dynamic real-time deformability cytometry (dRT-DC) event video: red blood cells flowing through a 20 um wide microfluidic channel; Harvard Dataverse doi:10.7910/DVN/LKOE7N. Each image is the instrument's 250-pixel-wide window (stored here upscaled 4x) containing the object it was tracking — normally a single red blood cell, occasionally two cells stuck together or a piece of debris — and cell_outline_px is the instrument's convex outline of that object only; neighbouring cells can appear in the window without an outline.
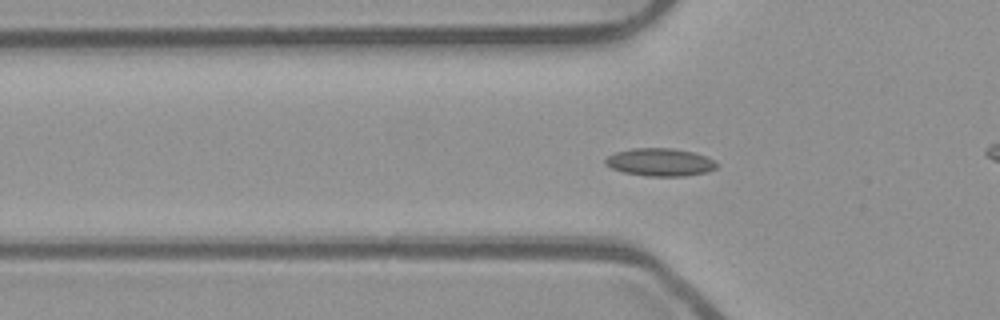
{"species": "common noctule bat (a hibernating species)", "species_latin": "Nyctalus noctula", "temperature_condition": "room temperature", "stored_images_in_passage": 43, "camera_frame_rate_fps": 3000, "um_per_image_px": 0.085, "animal": {"sex": "male", "body_mass_g": 23.1, "forearm_length_mm": 52.7}, "frame": {"image": 1, "passage_image": 6, "time_ms": 1.667, "image_size_px": [1000, 320], "cell_outline_px": [[720, 164], [716, 168], [708, 172], [684, 176], [644, 176], [624, 172], [612, 168], [604, 164], [604, 160], [608, 156], [616, 152], [632, 148], [672, 148], [692, 152], [708, 156]], "centroid_in_image_um": [56.14, 13.79], "position_along_channel_um": 69.7, "area_um2": 18.21}}
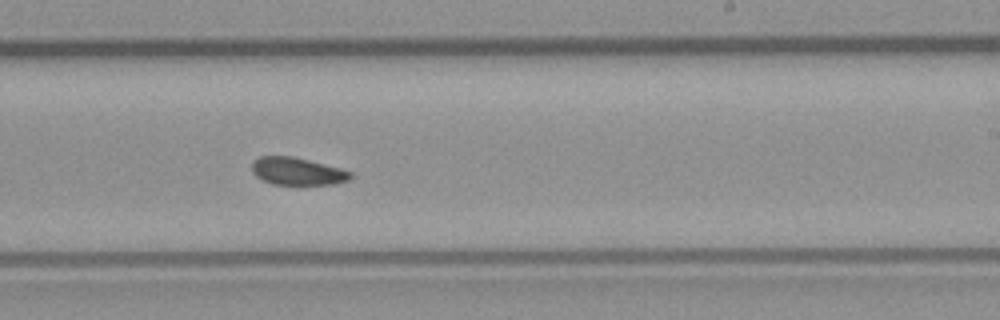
{"frame": {"image": 2, "passage_image": 21, "time_ms": 6.667, "image_size_px": [1000, 320], "cell_outline_px": [[352, 176], [348, 180], [336, 184], [272, 184], [256, 176], [252, 172], [252, 164], [260, 156], [292, 156], [340, 168], [352, 172]], "centroid_in_image_um": [25.28, 14.56], "position_along_channel_um": 263.7, "area_um2": 15.61}}
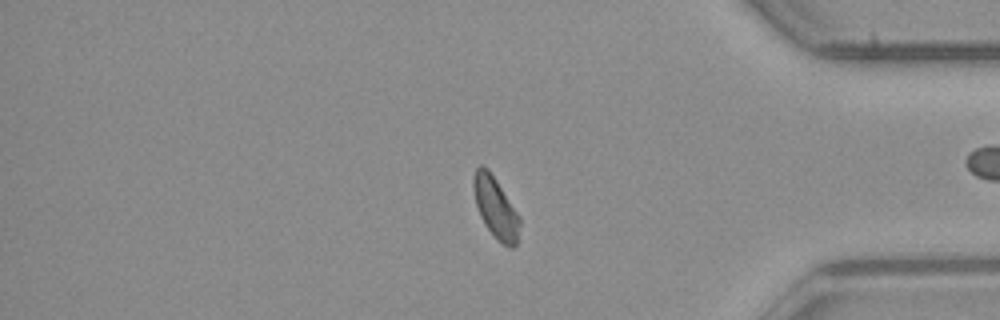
{"frame": {"image": 3, "passage_image": 33, "time_ms": 10.667, "image_size_px": [1000, 320], "cell_outline_px": [[520, 224], [516, 244], [512, 248], [508, 248], [484, 224], [480, 216], [476, 204], [472, 188], [472, 176], [476, 168], [480, 164], [488, 168], [520, 216]], "centroid_in_image_um": [42.1, 17.6], "position_along_channel_um": 393.1, "area_um2": 16.3}, "authors_computed_cell_mechanics": {"area_um2": 16.7042, "velocity_mm_per_s": 3.8658, "shape_relaxation_time_tau1_ms": null, "shape_relaxation_time_tau2_ms": 2.9759, "deformation_change_tau1": null, "deformation_change_tau2": 0.061}}